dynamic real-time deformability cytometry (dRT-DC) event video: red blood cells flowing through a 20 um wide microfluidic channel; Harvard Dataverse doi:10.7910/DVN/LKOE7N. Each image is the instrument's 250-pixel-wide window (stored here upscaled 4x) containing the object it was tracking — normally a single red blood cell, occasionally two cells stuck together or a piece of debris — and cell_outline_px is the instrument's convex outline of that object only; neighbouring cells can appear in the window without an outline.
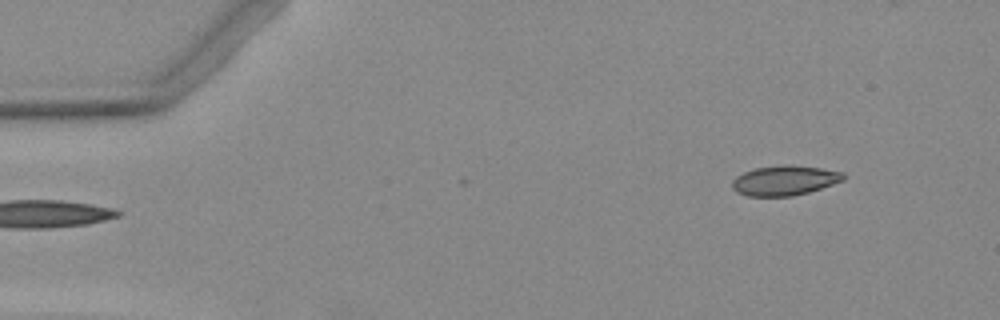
{"species": "Egyptian fruit bat (a non-hibernating species)", "species_latin": "Rousettus aegyptiacus", "temperature_condition": "warm", "stored_images_in_passage": 2, "camera_frame_rate_fps": 3000, "um_per_image_px": 0.085, "animal": {"sex": "female"}, "frame": {"image": 1, "passage_image": 2, "time_ms": 1.333, "image_size_px": [1000, 320], "cell_outline_px": [[848, 176], [844, 180], [808, 192], [792, 196], [748, 196], [736, 192], [732, 188], [732, 180], [736, 176], [744, 172], [756, 168], [820, 168], [844, 172]], "centroid_in_image_um": [66.68, 15.39], "position_along_channel_um": 18.3, "area_um2": 18.44}}